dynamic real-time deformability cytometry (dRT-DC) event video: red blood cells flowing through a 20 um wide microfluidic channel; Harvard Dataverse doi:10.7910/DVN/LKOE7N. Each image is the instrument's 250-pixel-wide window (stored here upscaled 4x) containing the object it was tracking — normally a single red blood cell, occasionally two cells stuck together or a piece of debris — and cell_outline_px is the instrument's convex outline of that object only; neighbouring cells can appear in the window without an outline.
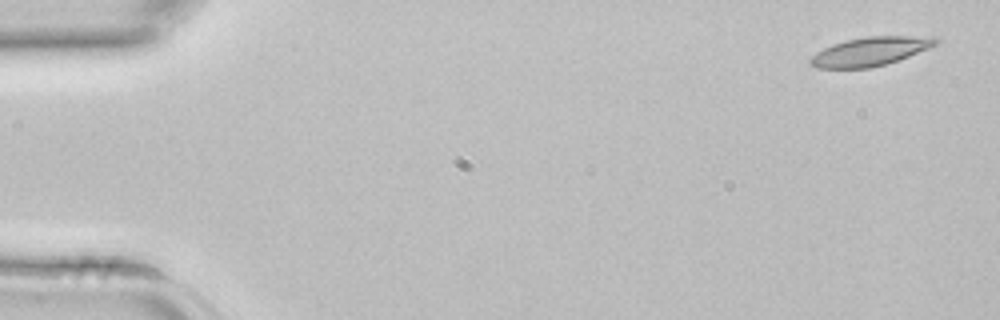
{"species": "common noctule bat (a hibernating species)", "species_latin": "Nyctalus noctula", "temperature_condition": "room temperature", "stored_images_in_passage": 3, "camera_frame_rate_fps": 3000, "um_per_image_px": 0.085, "animal": {"sex": "female", "body_mass_g": 22.7, "forearm_length_mm": 54.2}, "frame": {"image": 1, "passage_image": 1, "time_ms": 0.0, "image_size_px": [1000, 320], "cell_outline_px": [[940, 40], [936, 44], [928, 48], [900, 60], [868, 68], [816, 68], [808, 64], [808, 60], [816, 52], [832, 44], [848, 40], [868, 36], [936, 36]], "centroid_in_image_um": [73.97, 4.37], "position_along_channel_um": 11.0, "area_um2": 21.04}}
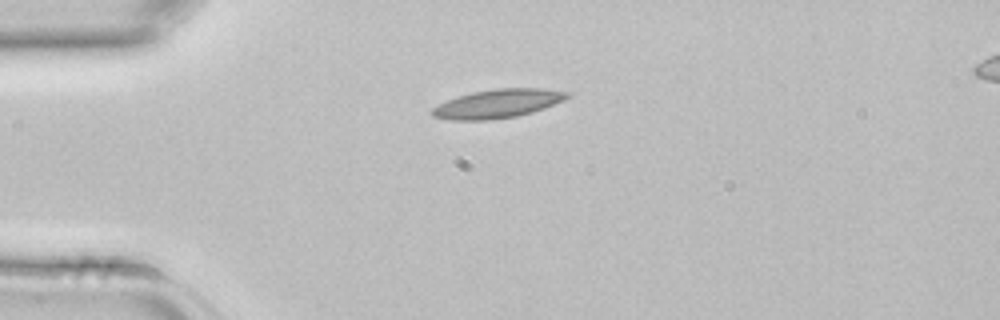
{"frame": {"image": 2, "passage_image": 3, "time_ms": 0.667, "image_size_px": [1000, 320], "cell_outline_px": [[568, 96], [564, 100], [544, 108], [532, 112], [516, 116], [488, 120], [452, 120], [432, 116], [428, 112], [432, 108], [448, 100], [472, 92], [496, 88], [540, 88], [568, 92]], "centroid_in_image_um": [42.28, 8.81], "position_along_channel_um": 42.7, "area_um2": 22.37}}